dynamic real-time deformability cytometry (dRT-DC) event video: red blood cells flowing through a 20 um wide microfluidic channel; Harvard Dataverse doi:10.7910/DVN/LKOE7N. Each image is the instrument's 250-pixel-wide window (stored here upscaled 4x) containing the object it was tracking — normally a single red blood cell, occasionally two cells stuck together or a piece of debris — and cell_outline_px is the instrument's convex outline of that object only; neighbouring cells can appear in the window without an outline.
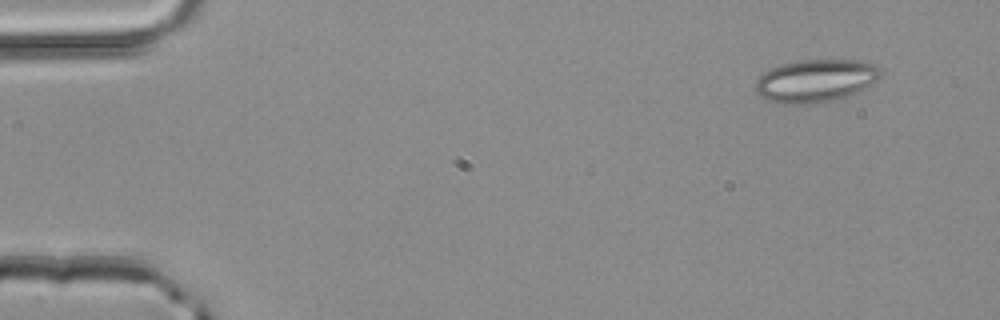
{"species": "common noctule bat (a hibernating species)", "species_latin": "Nyctalus noctula", "temperature_condition": "room temperature", "stored_images_in_passage": 3, "camera_frame_rate_fps": 3000, "um_per_image_px": 0.085, "animal": {"sex": "male", "body_mass_g": 20.4}, "frame": {"image": 1, "passage_image": 1, "time_ms": 0.0, "image_size_px": [1000, 320], "cell_outline_px": [[884, 72], [876, 80], [860, 92], [848, 96], [816, 104], [784, 104], [764, 100], [756, 92], [756, 80], [764, 72], [780, 64], [800, 60], [860, 60], [876, 64]], "centroid_in_image_um": [69.35, 6.87], "position_along_channel_um": 15.7, "area_um2": 31.62}}
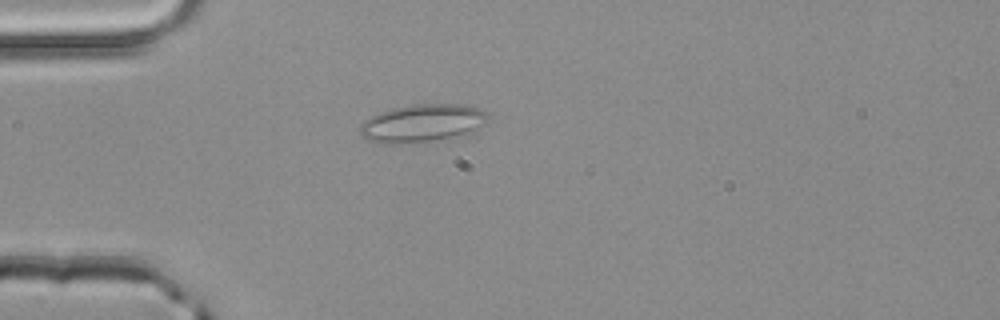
{"frame": {"image": 2, "passage_image": 3, "time_ms": 0.667, "image_size_px": [1000, 320], "cell_outline_px": [[488, 120], [476, 132], [452, 140], [428, 144], [384, 144], [368, 140], [360, 136], [360, 124], [364, 120], [380, 112], [392, 108], [412, 104], [464, 104], [480, 108], [488, 112]], "centroid_in_image_um": [35.97, 10.52], "position_along_channel_um": 49.0, "area_um2": 29.82}}